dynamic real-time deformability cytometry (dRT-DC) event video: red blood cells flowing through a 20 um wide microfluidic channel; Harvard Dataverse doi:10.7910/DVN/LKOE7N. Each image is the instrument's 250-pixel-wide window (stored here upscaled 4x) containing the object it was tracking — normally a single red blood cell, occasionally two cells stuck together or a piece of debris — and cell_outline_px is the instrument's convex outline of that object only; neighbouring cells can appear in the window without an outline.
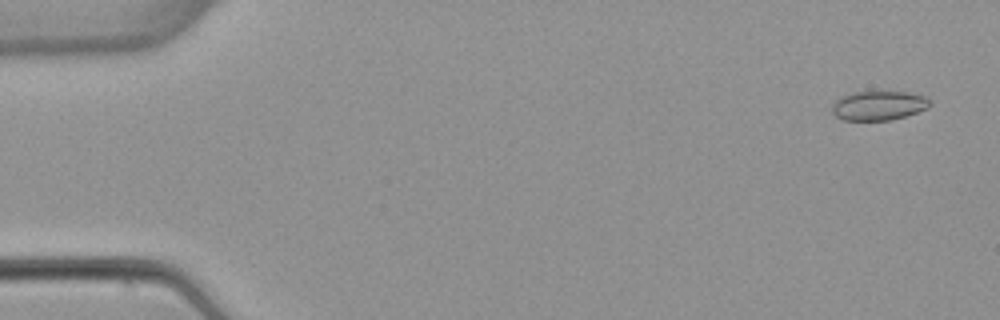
{"species": "common noctule bat (a hibernating species)", "species_latin": "Nyctalus noctula", "temperature_condition": "warm", "stored_images_in_passage": 6, "camera_frame_rate_fps": 3000, "um_per_image_px": 0.085, "animal": {"sex": "female", "body_mass_g": 22.7, "forearm_length_mm": 54.2}, "frame": {"image": 1, "passage_image": 1, "time_ms": 0.0, "image_size_px": [1000, 320], "cell_outline_px": [[932, 104], [928, 108], [904, 116], [888, 120], [844, 120], [836, 116], [832, 112], [832, 104], [840, 96], [852, 92], [904, 92], [924, 96], [932, 100]], "centroid_in_image_um": [74.67, 8.97], "position_along_channel_um": 10.3, "area_um2": 16.65}}
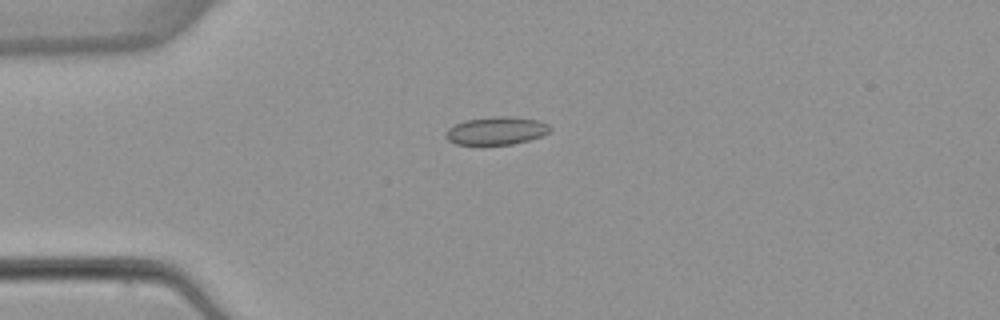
{"frame": {"image": 2, "passage_image": 4, "time_ms": 3.667, "image_size_px": [1000, 320], "cell_outline_px": [[552, 128], [548, 132], [540, 136], [528, 140], [512, 144], [456, 144], [448, 140], [444, 136], [448, 128], [464, 120], [492, 116], [508, 116], [540, 120], [548, 124]], "centroid_in_image_um": [42.18, 11.1], "position_along_channel_um": 42.8, "area_um2": 16.94}}
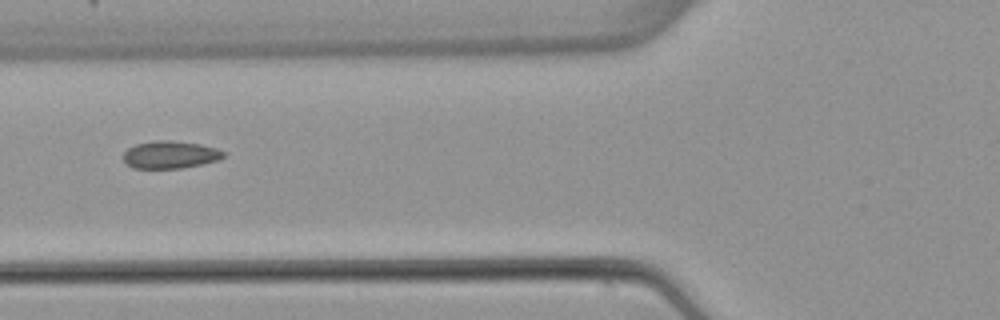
{"frame": {"image": 3, "passage_image": 6, "time_ms": 6.0, "image_size_px": [1000, 320], "cell_outline_px": [[224, 156], [220, 160], [180, 168], [132, 168], [124, 160], [124, 152], [128, 148], [136, 144], [156, 140], [168, 140], [200, 144], [216, 148], [224, 152]], "centroid_in_image_um": [14.46, 13.15], "position_along_channel_um": 111.3, "area_um2": 15.9}}